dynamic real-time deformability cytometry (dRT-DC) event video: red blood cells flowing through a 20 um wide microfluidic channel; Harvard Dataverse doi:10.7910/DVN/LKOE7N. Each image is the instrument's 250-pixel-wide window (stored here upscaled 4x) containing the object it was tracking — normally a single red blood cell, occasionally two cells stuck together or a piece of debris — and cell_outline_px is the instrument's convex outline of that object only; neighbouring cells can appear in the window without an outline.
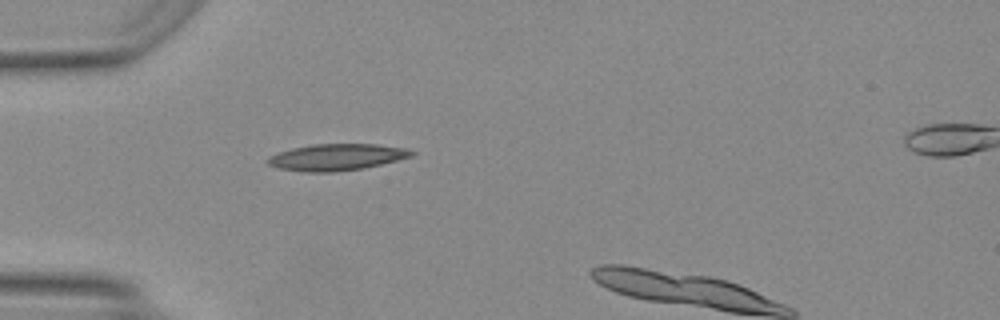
{"species": "Egyptian fruit bat (a non-hibernating species)", "species_latin": "Rousettus aegyptiacus", "temperature_condition": "warm", "stored_images_in_passage": 30, "camera_frame_rate_fps": 3000, "um_per_image_px": 0.085, "animal": {"sex": "female"}, "frame": {"image": 1, "passage_image": 1, "time_ms": 0.0, "image_size_px": [1000, 320], "cell_outline_px": [[416, 152], [412, 156], [380, 164], [360, 168], [332, 172], [304, 172], [280, 168], [268, 164], [264, 160], [268, 156], [292, 148], [312, 144], [376, 144], [404, 148]], "centroid_in_image_um": [28.56, 13.35], "position_along_channel_um": 56.4, "area_um2": 22.02}}
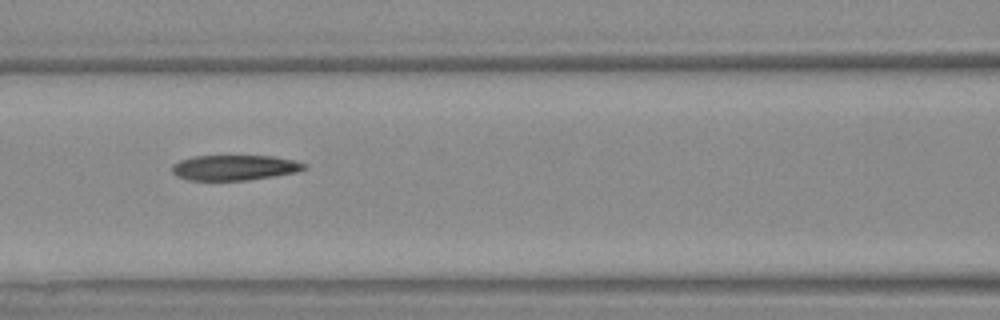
{"frame": {"image": 2, "passage_image": 8, "time_ms": 2.333, "image_size_px": [1000, 320], "cell_outline_px": [[308, 168], [296, 172], [272, 176], [244, 180], [188, 180], [176, 176], [172, 172], [172, 164], [180, 160], [192, 156], [272, 156], [296, 160], [308, 164]], "centroid_in_image_um": [19.94, 14.24], "position_along_channel_um": 146.7, "area_um2": 19.54}}
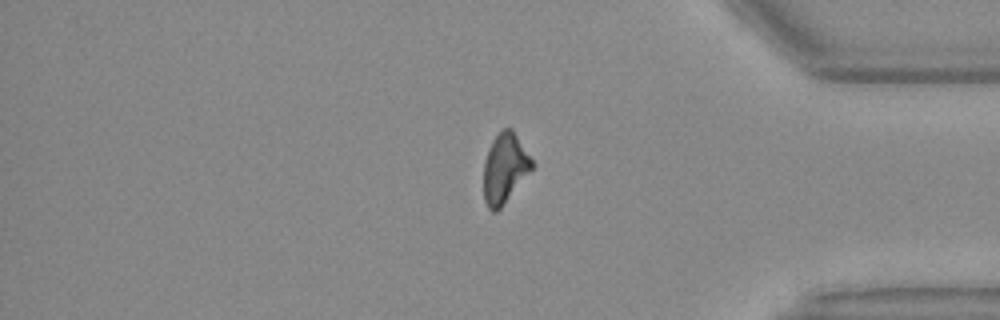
{"frame": {"image": 3, "passage_image": 27, "time_ms": 8.667, "image_size_px": [1000, 320], "cell_outline_px": [[536, 164], [500, 208], [496, 212], [492, 212], [488, 208], [484, 200], [484, 164], [492, 140], [504, 128], [512, 128]], "centroid_in_image_um": [42.92, 14.3], "position_along_channel_um": 392.3, "area_um2": 19.42}}